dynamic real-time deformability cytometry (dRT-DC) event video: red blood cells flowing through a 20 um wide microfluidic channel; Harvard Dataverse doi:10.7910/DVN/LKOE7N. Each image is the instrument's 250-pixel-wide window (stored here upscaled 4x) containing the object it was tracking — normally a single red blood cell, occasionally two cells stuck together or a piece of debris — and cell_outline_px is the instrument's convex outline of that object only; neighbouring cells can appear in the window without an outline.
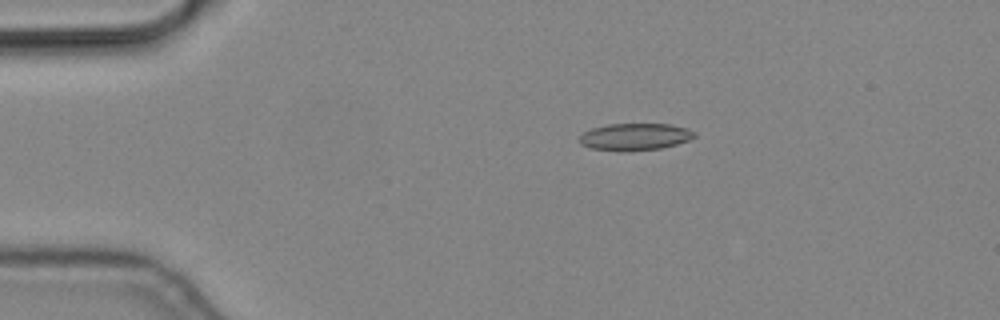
{"species": "common noctule bat (a hibernating species)", "species_latin": "Nyctalus noctula", "temperature_condition": "cold", "stored_images_in_passage": 6, "camera_frame_rate_fps": 3000, "um_per_image_px": 0.085, "animal": {"sex": "male", "body_mass_g": 19.2, "forearm_length_mm": 51.8}, "frame": {"image": 1, "passage_image": 2, "time_ms": 0.333, "image_size_px": [1000, 320], "cell_outline_px": [[696, 136], [688, 140], [676, 144], [660, 148], [624, 152], [616, 152], [592, 148], [580, 144], [580, 136], [584, 132], [592, 128], [608, 124], [672, 124], [696, 132]], "centroid_in_image_um": [53.95, 11.63], "position_along_channel_um": 31.1, "area_um2": 18.15}}
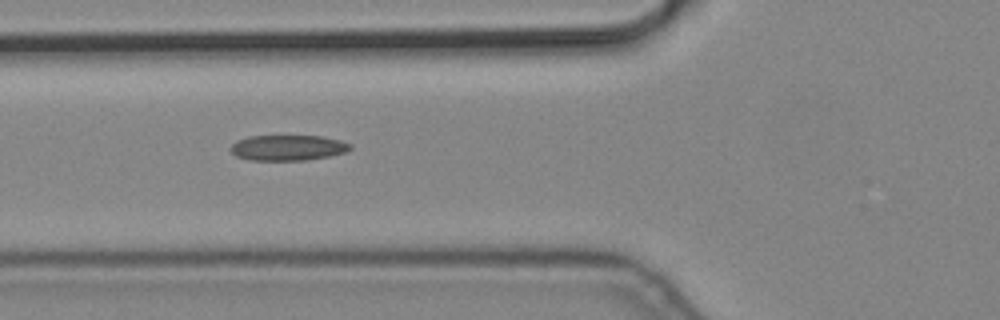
{"frame": {"image": 2, "passage_image": 5, "time_ms": 1.333, "image_size_px": [1000, 320], "cell_outline_px": [[352, 148], [344, 152], [328, 156], [308, 160], [248, 160], [236, 156], [228, 148], [236, 140], [248, 136], [324, 136], [340, 140], [352, 144]], "centroid_in_image_um": [24.44, 12.55], "position_along_channel_um": 101.4, "area_um2": 17.92}}
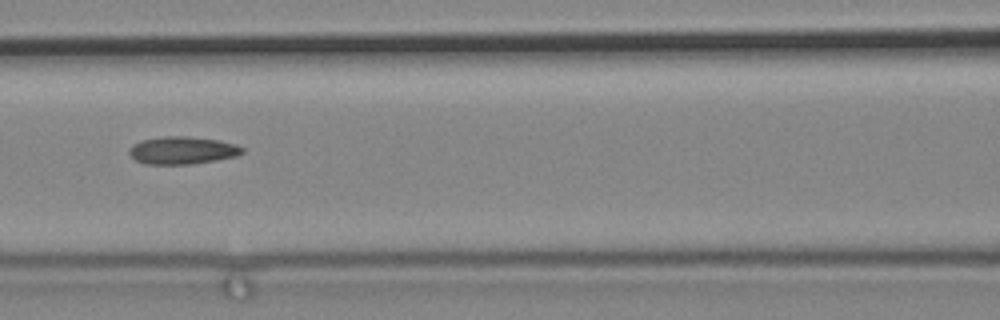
{"frame": {"image": 3, "passage_image": 6, "time_ms": 1.667, "image_size_px": [1000, 320], "cell_outline_px": [[244, 152], [236, 156], [216, 160], [192, 164], [144, 164], [136, 160], [128, 152], [128, 148], [132, 144], [140, 140], [164, 136], [184, 136], [216, 140], [236, 144], [244, 148]], "centroid_in_image_um": [15.47, 12.78], "position_along_channel_um": 151.1, "area_um2": 18.21}}